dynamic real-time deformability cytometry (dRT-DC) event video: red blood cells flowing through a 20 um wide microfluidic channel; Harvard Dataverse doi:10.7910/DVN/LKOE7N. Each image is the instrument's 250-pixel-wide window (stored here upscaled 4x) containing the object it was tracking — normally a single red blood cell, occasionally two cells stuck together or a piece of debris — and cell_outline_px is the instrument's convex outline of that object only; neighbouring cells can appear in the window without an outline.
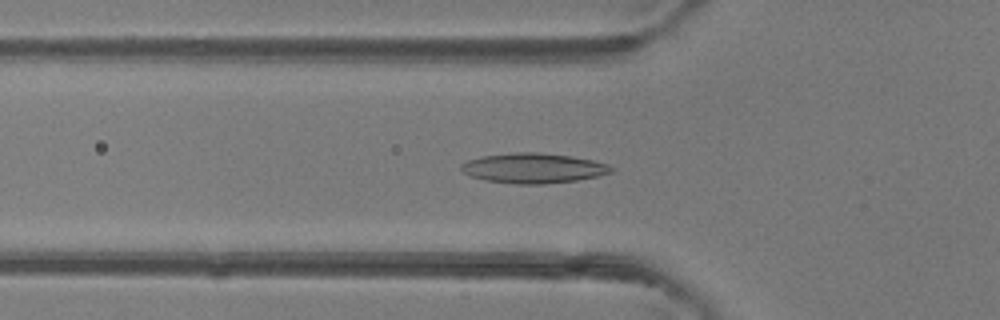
{"species": "common noctule bat (a hibernating species)", "species_latin": "Nyctalus noctula", "temperature_condition": "room temperature", "stored_images_in_passage": 46, "camera_frame_rate_fps": 3000, "um_per_image_px": 0.085, "animal": {"sex": "female"}, "frame": {"image": 1, "passage_image": 16, "time_ms": 5.0, "image_size_px": [1000, 320], "cell_outline_px": [[616, 168], [612, 172], [596, 176], [576, 180], [544, 184], [516, 184], [484, 180], [472, 176], [464, 172], [460, 168], [460, 164], [468, 160], [480, 156], [516, 152], [536, 152], [572, 156], [592, 160], [608, 164]], "centroid_in_image_um": [45.33, 14.29], "position_along_channel_um": 80.5, "area_um2": 26.24}}
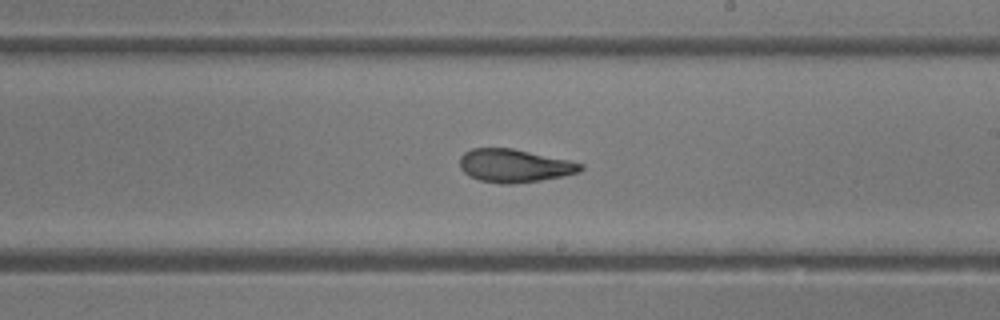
{"frame": {"image": 2, "passage_image": 27, "time_ms": 8.667, "image_size_px": [1000, 320], "cell_outline_px": [[584, 168], [580, 172], [564, 176], [540, 180], [512, 184], [500, 184], [480, 180], [468, 176], [460, 168], [460, 156], [464, 152], [472, 148], [512, 148], [568, 160], [584, 164]], "centroid_in_image_um": [43.72, 14.09], "position_along_channel_um": 245.3, "area_um2": 23.41}}
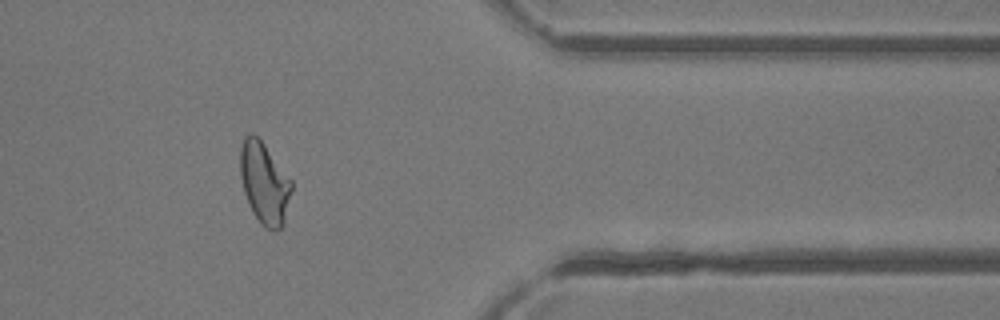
{"frame": {"image": 3, "passage_image": 38, "time_ms": 12.333, "image_size_px": [1000, 320], "cell_outline_px": [[292, 188], [284, 220], [280, 228], [264, 228], [260, 224], [252, 212], [248, 204], [244, 192], [240, 176], [240, 148], [244, 136], [248, 132], [252, 132], [264, 144], [292, 180]], "centroid_in_image_um": [22.44, 15.52], "position_along_channel_um": 389.0, "area_um2": 24.28}, "authors_computed_cell_mechanics": {"area_um2": 24.3049, "velocity_mm_per_s": 4.4709, "shape_relaxation_time_tau1_ms": null, "shape_relaxation_time_tau2_ms": 2.2051, "deformation_change_tau1": null, "deformation_change_tau2": 0.1021}}